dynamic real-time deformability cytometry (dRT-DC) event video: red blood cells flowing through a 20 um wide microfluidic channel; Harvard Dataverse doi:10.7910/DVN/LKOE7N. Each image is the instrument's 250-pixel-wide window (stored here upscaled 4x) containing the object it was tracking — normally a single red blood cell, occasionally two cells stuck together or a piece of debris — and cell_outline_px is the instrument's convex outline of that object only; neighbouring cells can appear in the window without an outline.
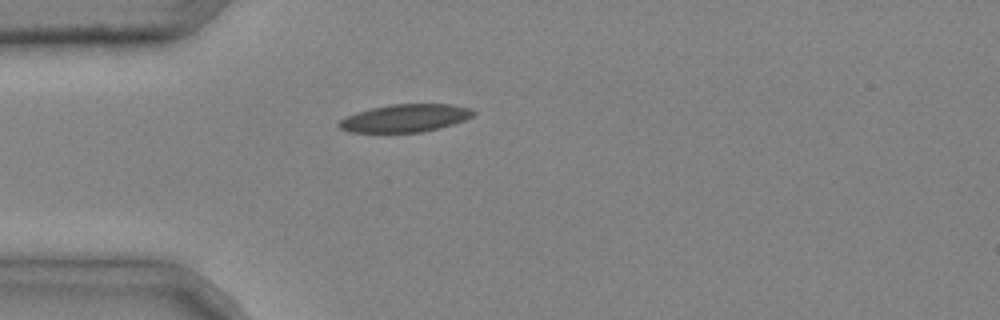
{"species": "common noctule bat (a hibernating species)", "species_latin": "Nyctalus noctula", "temperature_condition": "cold", "stored_images_in_passage": 2, "camera_frame_rate_fps": 3000, "um_per_image_px": 0.085, "animal": {"sex": "male", "body_mass_g": 20.4}, "frame": {"image": 1, "passage_image": 1, "time_ms": 0.0, "image_size_px": [1000, 320], "cell_outline_px": [[476, 112], [472, 116], [464, 120], [452, 124], [420, 132], [348, 132], [340, 128], [336, 124], [340, 120], [356, 112], [372, 108], [392, 104], [452, 104], [472, 108]], "centroid_in_image_um": [34.44, 10.03], "position_along_channel_um": 50.6, "area_um2": 21.56}}